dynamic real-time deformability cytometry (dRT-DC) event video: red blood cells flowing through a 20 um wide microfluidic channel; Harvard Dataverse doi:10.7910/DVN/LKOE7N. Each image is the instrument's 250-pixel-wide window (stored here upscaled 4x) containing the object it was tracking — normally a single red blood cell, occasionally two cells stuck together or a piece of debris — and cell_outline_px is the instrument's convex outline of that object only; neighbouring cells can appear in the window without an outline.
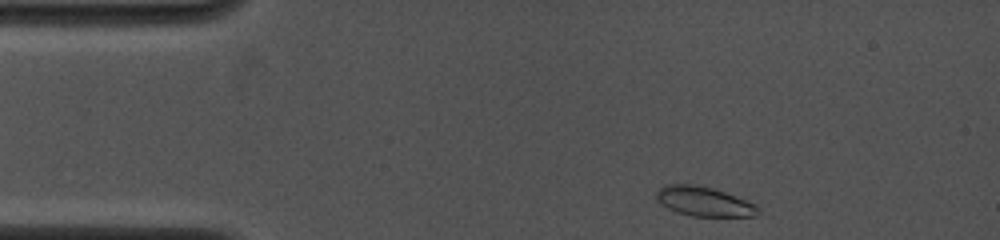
{"species": "common noctule bat (a hibernating species)", "species_latin": "Nyctalus noctula", "temperature_condition": "cold", "stored_images_in_passage": 22, "camera_frame_rate_fps": 4000, "um_per_image_px": 0.085, "animal": {"sex": "female", "body_mass_g": 19.0, "forearm_length_mm": 53.3}, "frame": {"image": 1, "passage_image": 1, "time_ms": 0.0, "image_size_px": [1000, 240], "cell_outline_px": [[760, 212], [756, 216], [692, 216], [676, 212], [668, 208], [656, 196], [656, 192], [664, 184], [696, 184], [712, 188], [724, 192], [756, 204], [760, 208]], "centroid_in_image_um": [59.87, 17.12], "position_along_channel_um": 25.1, "area_um2": 17.34}}
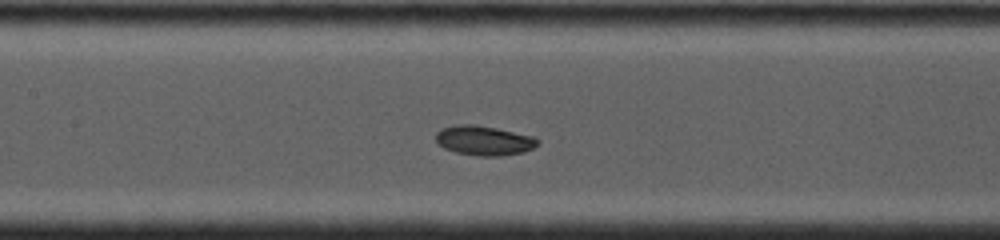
{"frame": {"image": 2, "passage_image": 14, "time_ms": 5.0, "image_size_px": [1000, 240], "cell_outline_px": [[540, 144], [524, 152], [504, 156], [476, 156], [456, 152], [444, 148], [436, 140], [436, 132], [440, 128], [456, 124], [476, 124], [536, 136], [540, 140]], "centroid_in_image_um": [41.18, 11.94], "position_along_channel_um": 166.2, "area_um2": 17.92}}
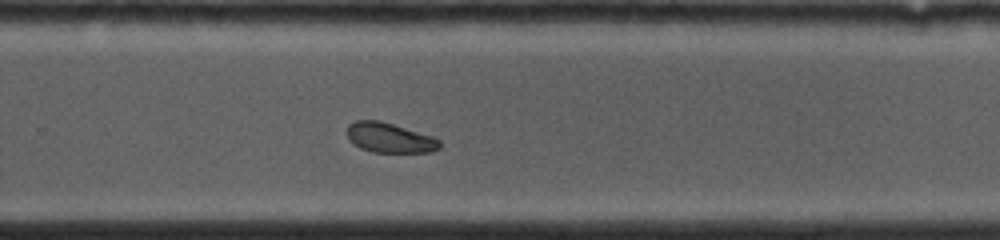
{"frame": {"image": 3, "passage_image": 22, "time_ms": 8.25, "image_size_px": [1000, 240], "cell_outline_px": [[440, 148], [432, 152], [372, 152], [360, 148], [352, 144], [348, 140], [344, 132], [348, 124], [356, 120], [380, 120], [432, 136], [440, 140]], "centroid_in_image_um": [33.05, 11.71], "position_along_channel_um": 296.8, "area_um2": 16.42}}